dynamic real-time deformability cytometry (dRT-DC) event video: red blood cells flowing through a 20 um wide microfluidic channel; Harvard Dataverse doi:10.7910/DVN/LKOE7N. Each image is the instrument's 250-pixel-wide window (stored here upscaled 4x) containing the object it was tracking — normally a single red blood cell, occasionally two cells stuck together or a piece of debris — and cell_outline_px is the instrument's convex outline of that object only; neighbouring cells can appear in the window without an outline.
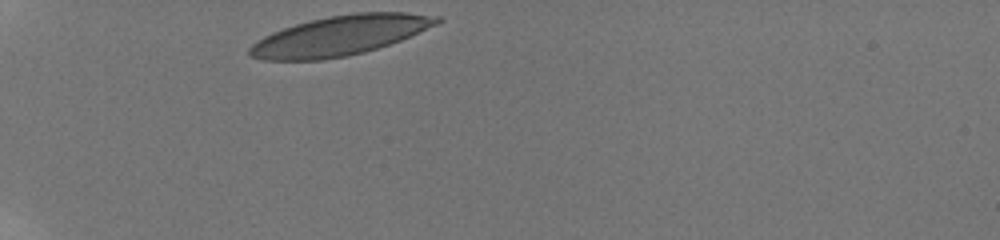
{"species": "human", "species_latin": "Homo sapiens", "temperature_condition": "room temperature", "stored_images_in_passage": 25, "camera_frame_rate_fps": 3000, "um_per_image_px": 0.085, "donor": {"sex": "male"}, "frame": {"image": 1, "passage_image": 1, "time_ms": 0.0, "image_size_px": [1000, 240], "cell_outline_px": [[444, 20], [436, 24], [400, 40], [364, 52], [348, 56], [320, 60], [264, 60], [248, 56], [248, 48], [256, 40], [272, 32], [308, 20], [328, 16], [356, 12], [404, 12], [440, 16]], "centroid_in_image_um": [28.86, 3.02], "position_along_channel_um": 56.1, "area_um2": 43.29}}
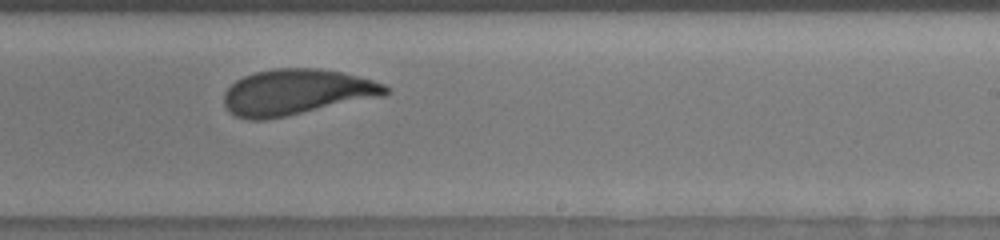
{"frame": {"image": 2, "passage_image": 17, "time_ms": 6.333, "image_size_px": [1000, 240], "cell_outline_px": [[392, 88], [384, 96], [264, 120], [248, 120], [236, 116], [228, 112], [224, 104], [224, 92], [236, 80], [244, 76], [256, 72], [276, 68], [316, 68], [340, 72], [372, 80], [384, 84]], "centroid_in_image_um": [25.18, 7.83], "position_along_channel_um": 263.8, "area_um2": 42.83}}
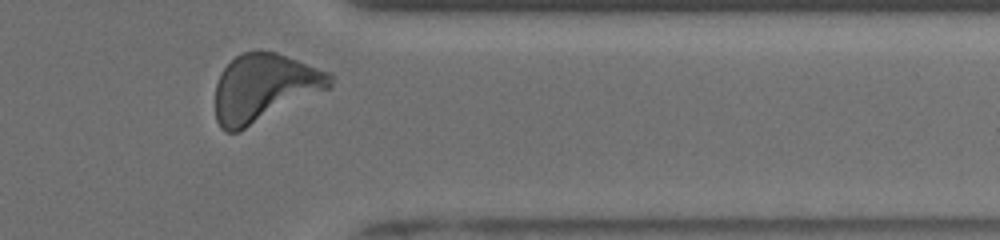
{"frame": {"image": 3, "passage_image": 24, "time_ms": 9.667, "image_size_px": [1000, 240], "cell_outline_px": [[332, 88], [236, 132], [224, 132], [220, 128], [216, 120], [216, 84], [220, 72], [240, 52], [276, 52], [332, 72]], "centroid_in_image_um": [22.48, 7.46], "position_along_channel_um": 388.9, "area_um2": 45.26}, "authors_computed_cell_mechanics": {"area_um2": 43.2922, "velocity_mm_per_s": 3.8144, "shape_relaxation_time_tau1_ms": 4.0046, "shape_relaxation_time_tau2_ms": 0.9283, "deformation_change_tau1": 0.1381, "deformation_change_tau2": 0.0494}}